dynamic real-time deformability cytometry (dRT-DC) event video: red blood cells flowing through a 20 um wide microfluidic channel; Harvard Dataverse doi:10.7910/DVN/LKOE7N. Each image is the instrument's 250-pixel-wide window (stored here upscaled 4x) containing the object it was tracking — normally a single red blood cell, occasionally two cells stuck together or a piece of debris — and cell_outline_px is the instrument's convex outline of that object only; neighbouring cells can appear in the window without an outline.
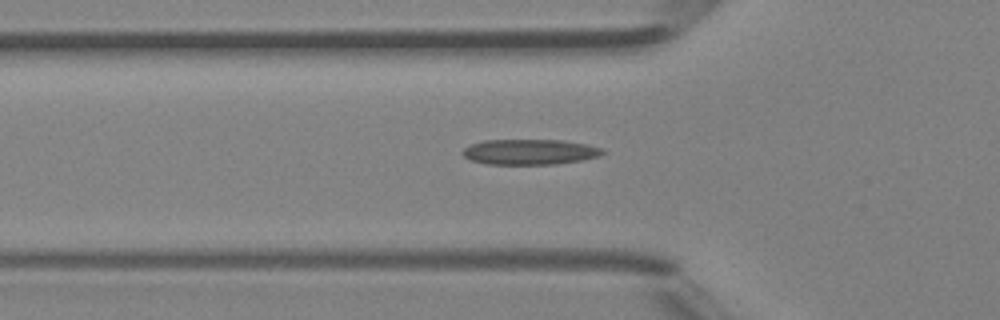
{"species": "Egyptian fruit bat (a non-hibernating species)", "species_latin": "Rousettus aegyptiacus", "temperature_condition": "room temperature", "stored_images_in_passage": 37, "segment_of_instrument_passage": [1, 2], "camera_frame_rate_fps": 3000, "um_per_image_px": 0.085, "animal": {"sex": "female"}, "frame": {"image": 1, "passage_image": 5, "time_ms": 1.333, "image_size_px": [1000, 320], "cell_outline_px": [[604, 152], [600, 156], [580, 160], [556, 164], [488, 164], [472, 160], [464, 156], [460, 152], [464, 148], [472, 144], [484, 140], [564, 140], [588, 144], [604, 148]], "centroid_in_image_um": [45.06, 12.9], "position_along_channel_um": 80.7, "area_um2": 20.75}}
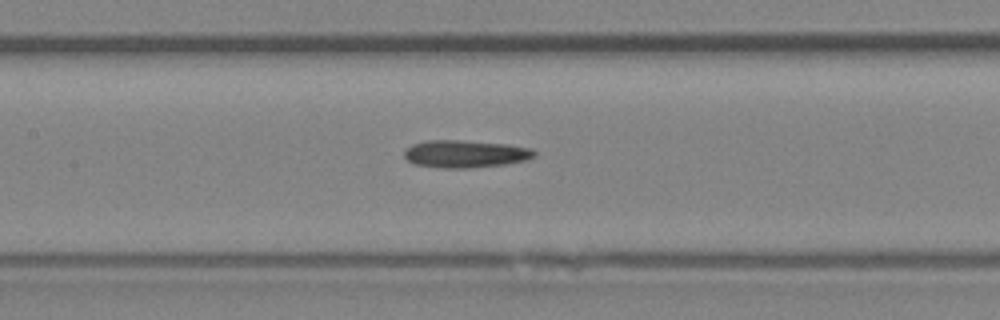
{"frame": {"image": 2, "passage_image": 11, "time_ms": 3.333, "image_size_px": [1000, 320], "cell_outline_px": [[536, 156], [528, 160], [504, 164], [468, 168], [444, 168], [412, 164], [404, 156], [404, 152], [412, 144], [428, 140], [456, 140], [504, 144], [532, 148], [536, 152]], "centroid_in_image_um": [39.56, 13.08], "position_along_channel_um": 167.8, "area_um2": 20.75}}
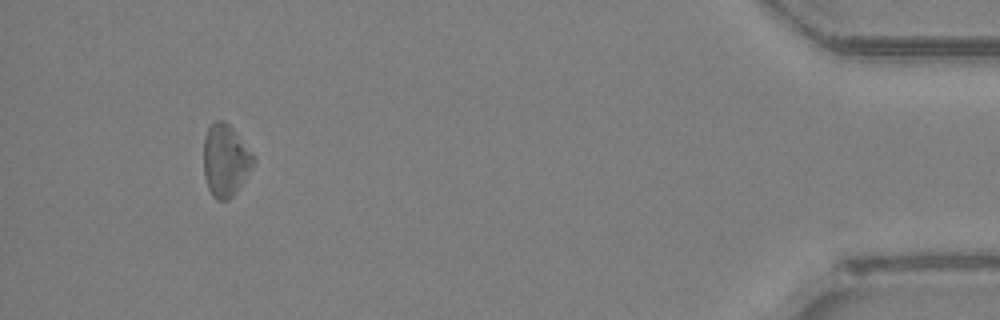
{"frame": {"image": 3, "passage_image": 33, "time_ms": 10.667, "image_size_px": [1000, 320], "cell_outline_px": [[256, 160], [236, 192], [228, 200], [216, 200], [212, 196], [208, 188], [204, 176], [204, 136], [208, 128], [216, 120], [224, 120], [232, 128], [256, 156]], "centroid_in_image_um": [19.16, 13.63], "position_along_channel_um": 416.0, "area_um2": 20.92}}